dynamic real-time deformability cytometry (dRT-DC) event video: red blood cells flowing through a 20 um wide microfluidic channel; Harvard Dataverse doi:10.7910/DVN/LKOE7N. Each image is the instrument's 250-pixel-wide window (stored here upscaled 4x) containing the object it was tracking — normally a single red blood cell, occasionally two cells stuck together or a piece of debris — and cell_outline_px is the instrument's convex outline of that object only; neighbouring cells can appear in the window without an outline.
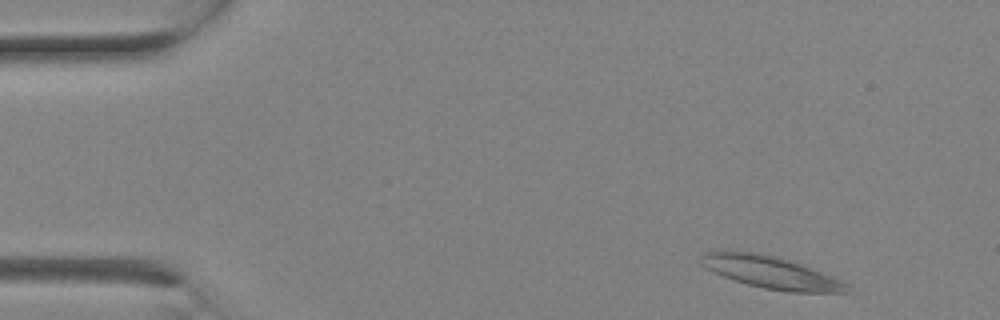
{"species": "Egyptian fruit bat (a non-hibernating species)", "species_latin": "Rousettus aegyptiacus", "temperature_condition": "room temperature", "stored_images_in_passage": 1, "camera_frame_rate_fps": 3000, "um_per_image_px": 0.085, "animal": {"sex": "female"}, "frame": {"image": 1, "passage_image": 1, "time_ms": 0.0, "image_size_px": [1000, 320], "cell_outline_px": [[848, 292], [788, 292], [764, 288], [748, 284], [724, 276], [700, 264], [700, 256], [704, 252], [712, 248], [720, 248], [756, 252], [776, 256], [812, 268], [844, 280], [848, 284]], "centroid_in_image_um": [65.46, 23.1], "position_along_channel_um": 19.5, "area_um2": 27.8}}